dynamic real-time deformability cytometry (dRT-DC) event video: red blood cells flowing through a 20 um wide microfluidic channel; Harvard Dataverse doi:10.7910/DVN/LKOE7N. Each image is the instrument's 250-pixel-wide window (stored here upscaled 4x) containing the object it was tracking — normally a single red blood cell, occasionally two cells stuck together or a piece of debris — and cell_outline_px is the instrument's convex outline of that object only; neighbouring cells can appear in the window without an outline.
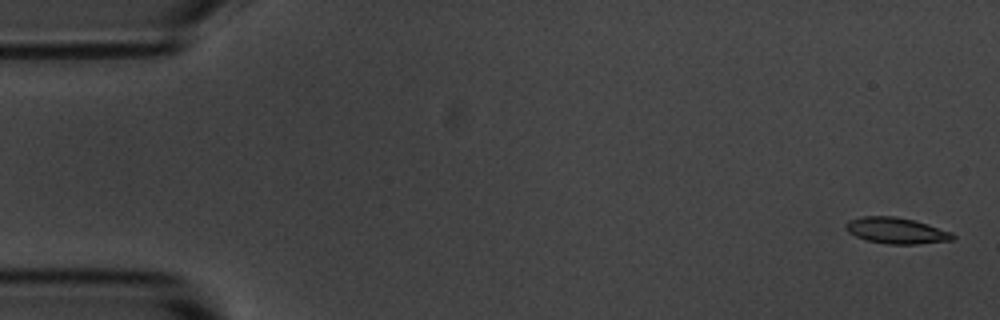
{"species": "common noctule bat (a hibernating species)", "species_latin": "Nyctalus noctula", "temperature_condition": "room temperature", "stored_images_in_passage": 5, "camera_frame_rate_fps": 3000, "um_per_image_px": 0.085, "animal": {"sex": "male", "body_mass_g": 20.1, "forearm_length_mm": 53.5}, "frame": {"image": 1, "passage_image": 1, "time_ms": 0.0, "image_size_px": [1000, 320], "cell_outline_px": [[956, 236], [952, 240], [916, 244], [888, 244], [864, 240], [848, 232], [844, 228], [844, 224], [848, 220], [860, 216], [896, 216], [928, 224], [952, 232]], "centroid_in_image_um": [76.14, 19.6], "position_along_channel_um": 8.9, "area_um2": 16.42}}
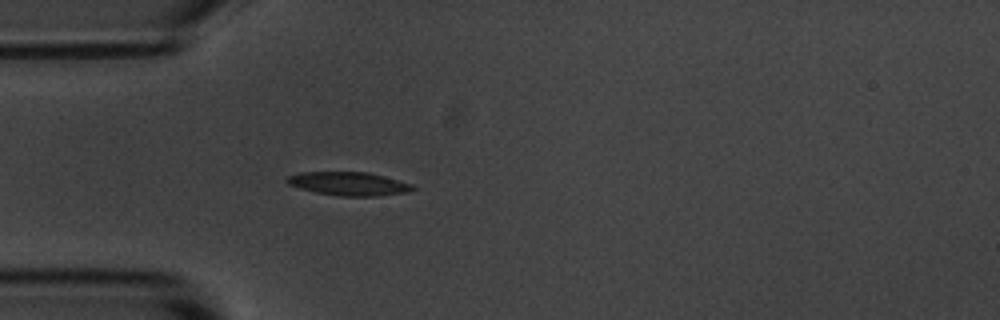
{"frame": {"image": 2, "passage_image": 5, "time_ms": 4.667, "image_size_px": [1000, 320], "cell_outline_px": [[416, 188], [408, 192], [376, 196], [340, 196], [316, 192], [300, 188], [288, 184], [284, 180], [288, 176], [300, 172], [368, 172], [384, 176], [412, 184]], "centroid_in_image_um": [29.64, 15.61], "position_along_channel_um": 55.4, "area_um2": 17.17}}